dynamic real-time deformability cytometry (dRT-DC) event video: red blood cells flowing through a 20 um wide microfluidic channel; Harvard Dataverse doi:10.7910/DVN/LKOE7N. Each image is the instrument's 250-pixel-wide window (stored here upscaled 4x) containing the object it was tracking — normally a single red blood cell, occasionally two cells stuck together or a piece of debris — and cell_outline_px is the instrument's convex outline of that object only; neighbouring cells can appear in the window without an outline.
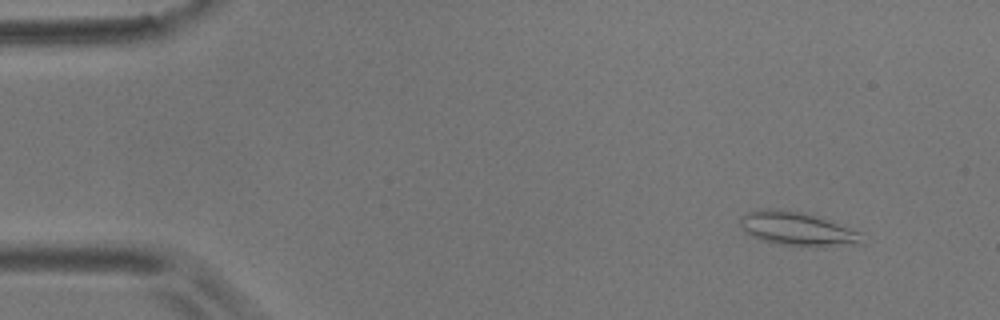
{"species": "common noctule bat (a hibernating species)", "species_latin": "Nyctalus noctula", "temperature_condition": "room temperature", "stored_images_in_passage": 5, "camera_frame_rate_fps": 3000, "um_per_image_px": 0.085, "animal": {"sex": "male", "body_mass_g": 17.9}, "frame": {"image": 1, "passage_image": 2, "time_ms": 0.333, "image_size_px": [1000, 320], "cell_outline_px": [[864, 244], [812, 248], [772, 244], [752, 236], [744, 232], [740, 228], [740, 220], [748, 212], [760, 208], [780, 208], [808, 212], [832, 220], [860, 232]], "centroid_in_image_um": [67.8, 19.46], "position_along_channel_um": 17.2, "area_um2": 25.09}}